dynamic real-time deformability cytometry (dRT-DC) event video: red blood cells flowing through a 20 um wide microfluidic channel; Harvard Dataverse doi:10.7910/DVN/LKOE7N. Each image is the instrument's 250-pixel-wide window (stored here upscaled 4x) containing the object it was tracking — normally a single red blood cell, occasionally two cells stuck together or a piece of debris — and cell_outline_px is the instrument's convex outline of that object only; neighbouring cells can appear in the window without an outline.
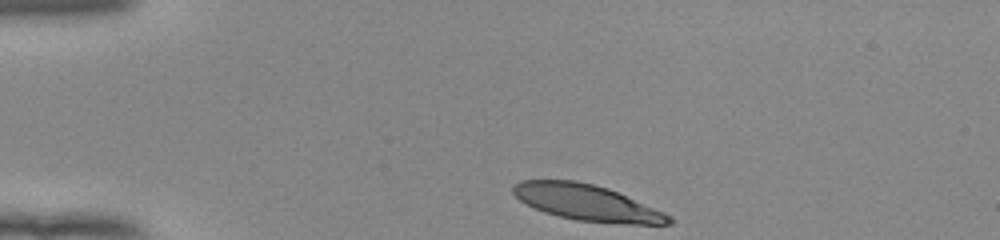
{"species": "human", "species_latin": "Homo sapiens", "temperature_condition": "room temperature", "stored_images_in_passage": 35, "camera_frame_rate_fps": 3000, "um_per_image_px": 0.085, "donor": {"sex": "female"}, "frame": {"image": 1, "passage_image": 1, "time_ms": 0.0, "image_size_px": [1000, 240], "cell_outline_px": [[676, 220], [672, 224], [632, 224], [576, 220], [544, 212], [520, 200], [512, 192], [512, 184], [520, 180], [576, 180], [608, 188], [664, 212], [672, 216]], "centroid_in_image_um": [49.9, 17.22], "position_along_channel_um": 35.1, "area_um2": 32.48}}
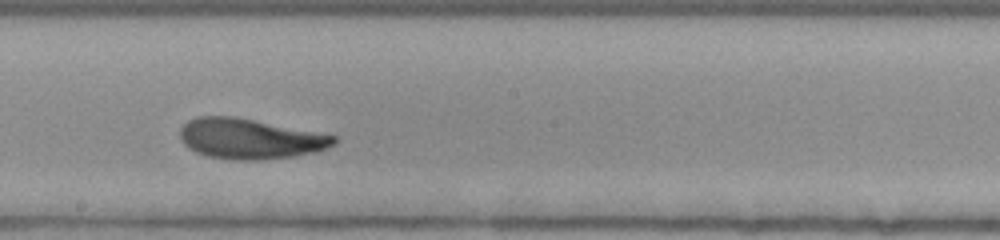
{"frame": {"image": 2, "passage_image": 20, "time_ms": 6.333, "image_size_px": [1000, 240], "cell_outline_px": [[336, 144], [316, 152], [296, 156], [260, 160], [236, 160], [208, 156], [196, 152], [188, 148], [184, 144], [180, 136], [180, 128], [188, 120], [196, 116], [236, 116], [336, 136]], "centroid_in_image_um": [21.23, 11.79], "position_along_channel_um": 227.0, "area_um2": 36.18}}
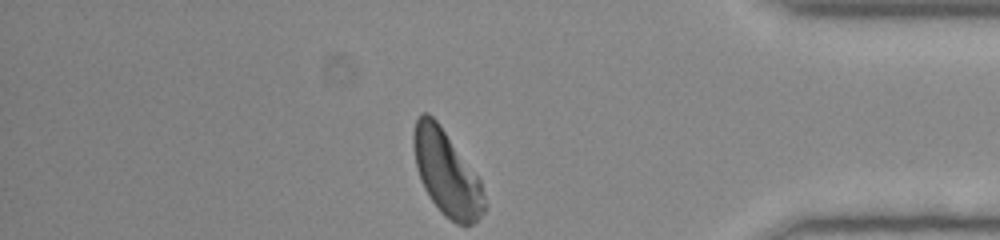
{"frame": {"image": 3, "passage_image": 35, "time_ms": 11.333, "image_size_px": [1000, 240], "cell_outline_px": [[484, 212], [472, 224], [456, 224], [444, 216], [440, 212], [424, 188], [420, 180], [416, 168], [412, 144], [412, 136], [416, 116], [420, 112], [428, 112], [440, 124], [480, 180], [484, 196]], "centroid_in_image_um": [37.91, 14.67], "position_along_channel_um": 397.3, "area_um2": 35.03}, "authors_computed_cell_mechanics": {"area_um2": 35.6048, "velocity_mm_per_s": 3.9129, "shape_relaxation_time_tau1_ms": 3.5817, "shape_relaxation_time_tau2_ms": 1.2854, "deformation_change_tau1": 0.1638, "deformation_change_tau2": 0.0691}}